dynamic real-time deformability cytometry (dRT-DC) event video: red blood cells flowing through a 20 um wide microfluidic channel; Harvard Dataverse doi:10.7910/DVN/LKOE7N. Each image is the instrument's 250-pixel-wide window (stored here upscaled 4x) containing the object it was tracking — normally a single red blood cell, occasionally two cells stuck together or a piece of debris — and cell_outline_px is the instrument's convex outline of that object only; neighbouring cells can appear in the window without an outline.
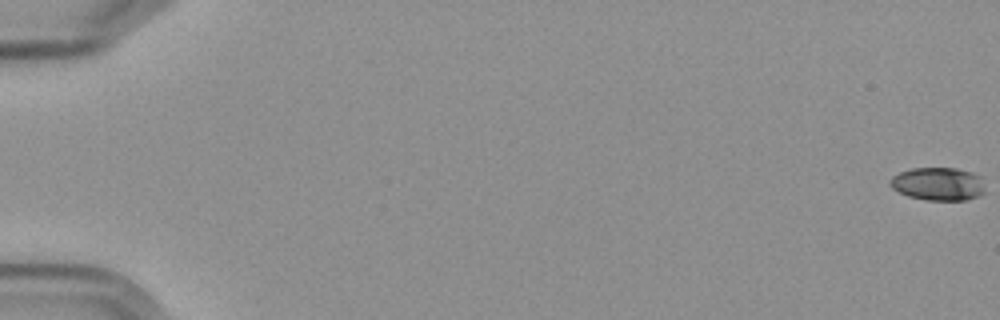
{"species": "Egyptian fruit bat (a non-hibernating species)", "species_latin": "Rousettus aegyptiacus", "temperature_condition": "cold", "stored_images_in_passage": 6, "camera_frame_rate_fps": 3000, "um_per_image_px": 0.085, "frame": {"image": 1, "passage_image": 1, "time_ms": 0.0, "image_size_px": [1000, 320], "cell_outline_px": [[984, 192], [976, 196], [964, 200], [928, 200], [908, 196], [892, 188], [888, 184], [888, 180], [892, 176], [900, 172], [912, 168], [956, 168], [972, 172], [980, 176]], "centroid_in_image_um": [79.69, 15.62], "position_along_channel_um": 5.3, "area_um2": 18.21}}
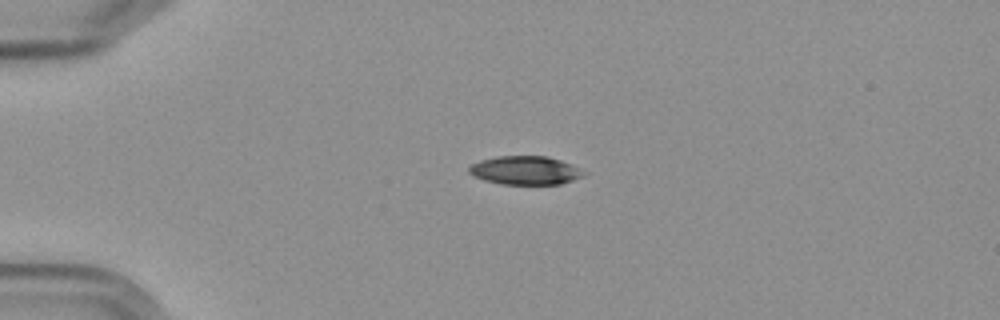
{"frame": {"image": 2, "passage_image": 5, "time_ms": 5.0, "image_size_px": [1000, 320], "cell_outline_px": [[588, 172], [584, 176], [560, 184], [500, 184], [484, 180], [472, 176], [468, 172], [468, 164], [480, 160], [496, 156], [548, 156], [560, 160]], "centroid_in_image_um": [44.6, 14.48], "position_along_channel_um": 40.4, "area_um2": 19.31}}